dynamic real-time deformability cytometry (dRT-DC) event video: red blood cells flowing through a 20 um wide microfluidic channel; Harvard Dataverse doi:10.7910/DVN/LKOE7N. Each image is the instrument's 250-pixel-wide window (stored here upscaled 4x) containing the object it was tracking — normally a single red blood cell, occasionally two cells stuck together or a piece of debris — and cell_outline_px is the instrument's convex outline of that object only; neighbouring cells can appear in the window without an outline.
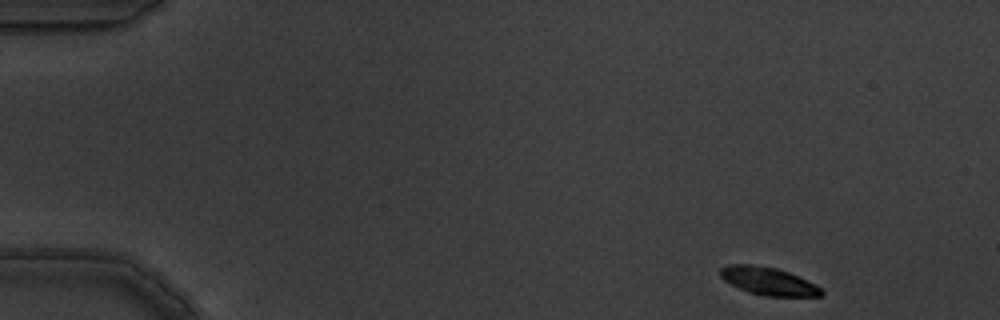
{"species": "common noctule bat (a hibernating species)", "species_latin": "Nyctalus noctula", "temperature_condition": "warm", "stored_images_in_passage": 6, "camera_frame_rate_fps": 3000, "um_per_image_px": 0.085, "animal": {"sex": "male", "body_mass_g": 19.5, "forearm_length_mm": 54.6}, "frame": {"image": 1, "passage_image": 1, "time_ms": 0.0, "image_size_px": [1000, 320], "cell_outline_px": [[824, 292], [820, 296], [764, 296], [748, 292], [724, 280], [720, 276], [720, 268], [728, 264], [752, 264], [776, 268], [788, 272], [816, 284]], "centroid_in_image_um": [65.3, 23.89], "position_along_channel_um": 19.7, "area_um2": 16.3}}
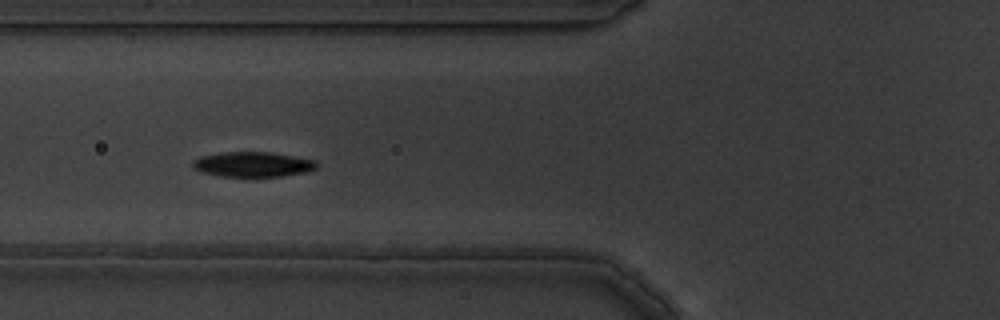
{"frame": {"image": 2, "passage_image": 5, "time_ms": 1.333, "image_size_px": [1000, 320], "cell_outline_px": [[320, 164], [316, 168], [308, 172], [280, 176], [220, 176], [204, 172], [192, 168], [192, 160], [200, 156], [220, 152], [268, 152], [316, 160]], "centroid_in_image_um": [21.49, 13.96], "position_along_channel_um": 104.3, "area_um2": 18.09}}
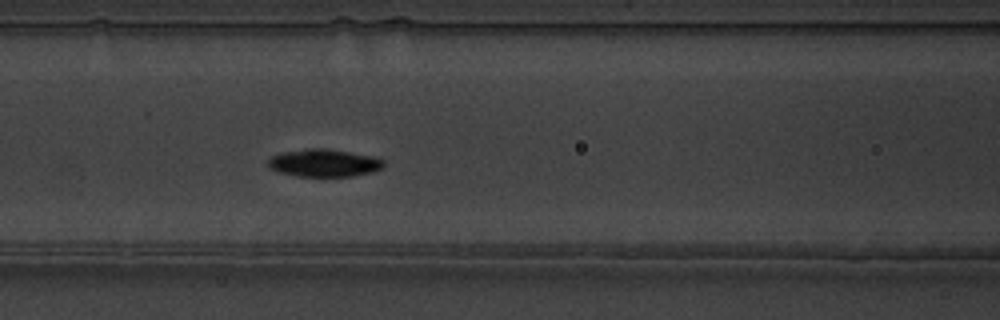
{"frame": {"image": 3, "passage_image": 6, "time_ms": 1.667, "image_size_px": [1000, 320], "cell_outline_px": [[384, 164], [380, 168], [372, 172], [352, 176], [296, 176], [280, 172], [268, 168], [268, 160], [272, 156], [280, 152], [308, 148], [328, 148], [376, 156], [384, 160]], "centroid_in_image_um": [27.54, 13.83], "position_along_channel_um": 139.1, "area_um2": 18.79}}